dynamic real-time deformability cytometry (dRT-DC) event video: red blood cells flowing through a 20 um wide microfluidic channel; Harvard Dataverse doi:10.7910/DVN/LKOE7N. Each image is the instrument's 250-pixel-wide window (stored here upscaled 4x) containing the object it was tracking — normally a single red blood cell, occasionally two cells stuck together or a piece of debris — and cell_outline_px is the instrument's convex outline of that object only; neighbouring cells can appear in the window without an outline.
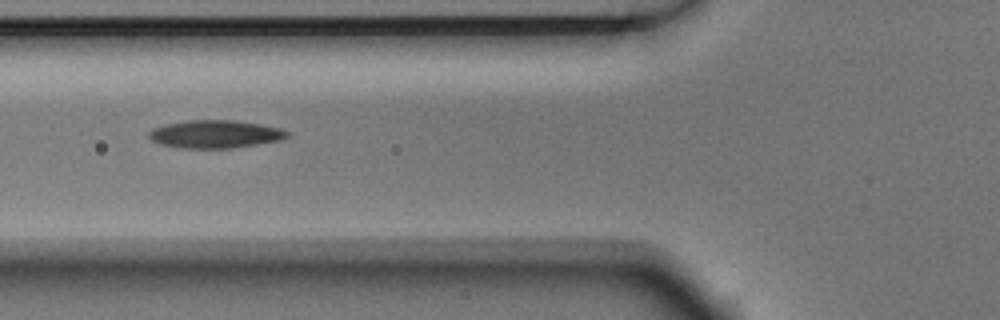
{"species": "Egyptian fruit bat (a non-hibernating species)", "species_latin": "Rousettus aegyptiacus", "temperature_condition": "room temperature", "stored_images_in_passage": 3, "camera_frame_rate_fps": 3000, "um_per_image_px": 0.085, "animal": {"sex": "male"}, "frame": {"image": 1, "passage_image": 2, "time_ms": 0.333, "image_size_px": [1000, 320], "cell_outline_px": [[292, 136], [280, 140], [232, 148], [180, 148], [160, 144], [152, 140], [148, 136], [148, 132], [152, 128], [168, 124], [188, 120], [236, 120], [260, 124], [280, 128], [292, 132]], "centroid_in_image_um": [18.33, 11.4], "position_along_channel_um": 107.5, "area_um2": 22.6}}
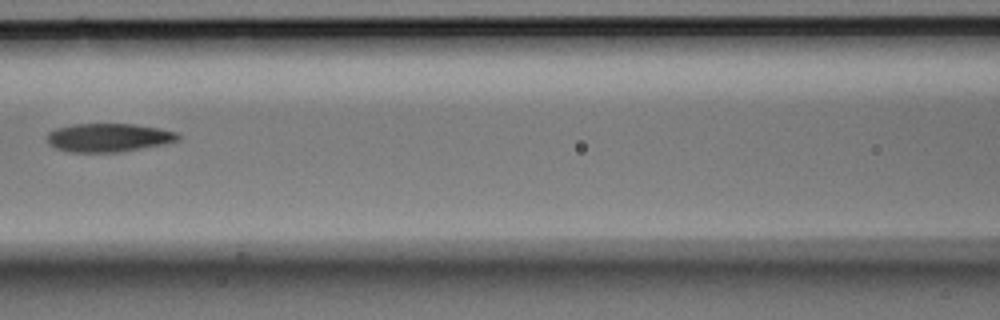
{"frame": {"image": 2, "passage_image": 3, "time_ms": 0.667, "image_size_px": [1000, 320], "cell_outline_px": [[180, 140], [164, 144], [120, 152], [68, 152], [56, 148], [48, 144], [48, 132], [56, 128], [72, 124], [132, 124], [160, 128], [176, 132], [180, 136]], "centroid_in_image_um": [9.23, 11.7], "position_along_channel_um": 157.4, "area_um2": 21.79}}